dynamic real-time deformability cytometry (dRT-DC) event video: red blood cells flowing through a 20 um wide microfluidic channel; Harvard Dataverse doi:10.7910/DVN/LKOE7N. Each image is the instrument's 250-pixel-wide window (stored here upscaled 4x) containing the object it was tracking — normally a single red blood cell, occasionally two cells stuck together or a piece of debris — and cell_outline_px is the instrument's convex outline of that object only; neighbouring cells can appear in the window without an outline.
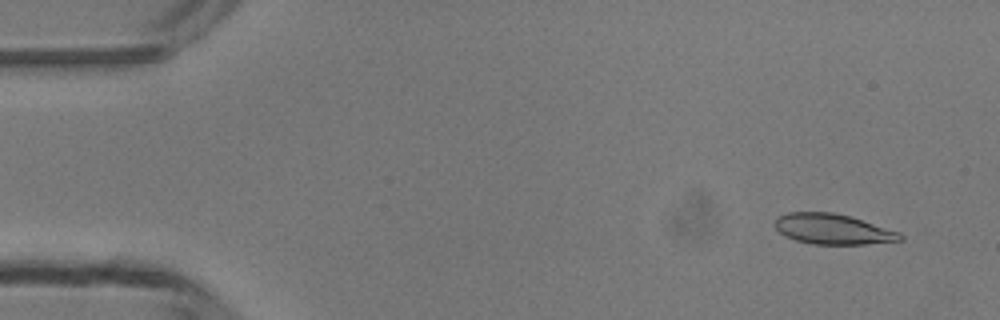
{"species": "common noctule bat (a hibernating species)", "species_latin": "Nyctalus noctula", "temperature_condition": "room temperature", "stored_images_in_passage": 3, "camera_frame_rate_fps": 3000, "um_per_image_px": 0.085, "animal": {"sex": "male", "body_mass_g": 13.3}, "frame": {"image": 1, "passage_image": 1, "time_ms": 0.0, "image_size_px": [1000, 320], "cell_outline_px": [[904, 240], [864, 244], [812, 244], [796, 240], [784, 236], [772, 224], [776, 216], [788, 212], [832, 212], [848, 216], [900, 232], [904, 236]], "centroid_in_image_um": [70.74, 19.47], "position_along_channel_um": 14.3, "area_um2": 22.2}}